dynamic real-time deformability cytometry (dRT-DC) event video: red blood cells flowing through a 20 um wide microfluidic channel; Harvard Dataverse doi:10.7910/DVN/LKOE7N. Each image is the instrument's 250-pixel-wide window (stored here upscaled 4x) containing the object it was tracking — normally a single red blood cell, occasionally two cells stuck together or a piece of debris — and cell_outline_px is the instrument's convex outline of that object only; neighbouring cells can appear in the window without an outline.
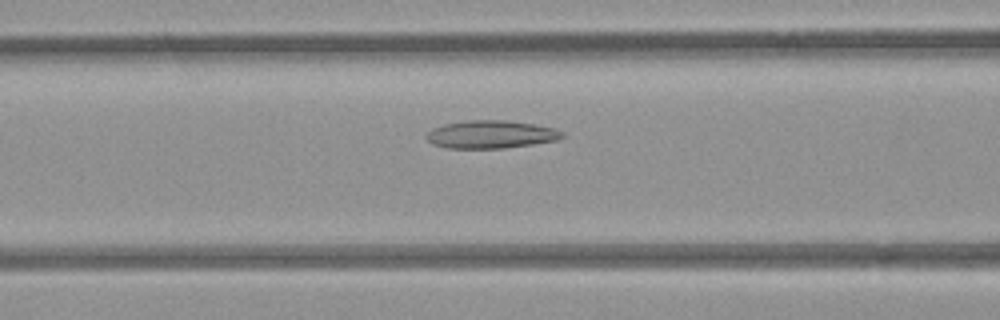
{"species": "common noctule bat (a hibernating species)", "species_latin": "Nyctalus noctula", "temperature_condition": "room temperature", "stored_images_in_passage": 46, "camera_frame_rate_fps": 3000, "um_per_image_px": 0.085, "animal": {"sex": "female", "body_mass_g": 21.9}, "frame": {"image": 1, "passage_image": 15, "time_ms": 4.667, "image_size_px": [1000, 320], "cell_outline_px": [[564, 136], [560, 140], [504, 148], [448, 148], [432, 144], [424, 136], [432, 128], [444, 124], [464, 120], [508, 120], [556, 128], [564, 132]], "centroid_in_image_um": [41.74, 11.42], "position_along_channel_um": 124.9, "area_um2": 22.25}}
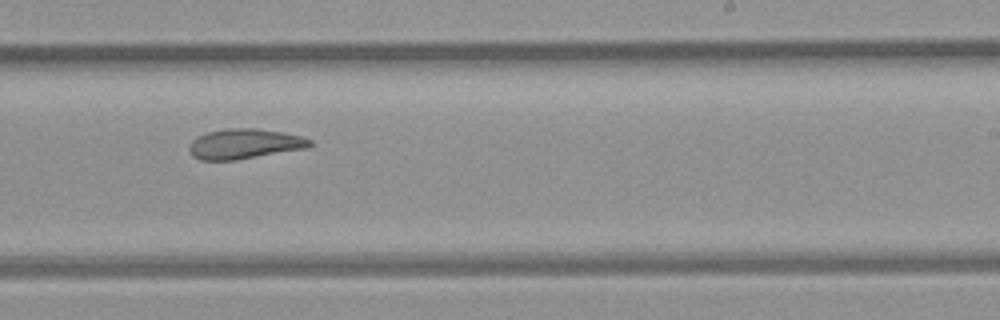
{"frame": {"image": 2, "passage_image": 26, "time_ms": 8.333, "image_size_px": [1000, 320], "cell_outline_px": [[312, 144], [304, 148], [236, 160], [200, 160], [192, 156], [188, 148], [192, 140], [208, 132], [224, 128], [256, 128], [280, 132], [300, 136], [312, 140]], "centroid_in_image_um": [20.73, 12.23], "position_along_channel_um": 268.3, "area_um2": 20.87}}
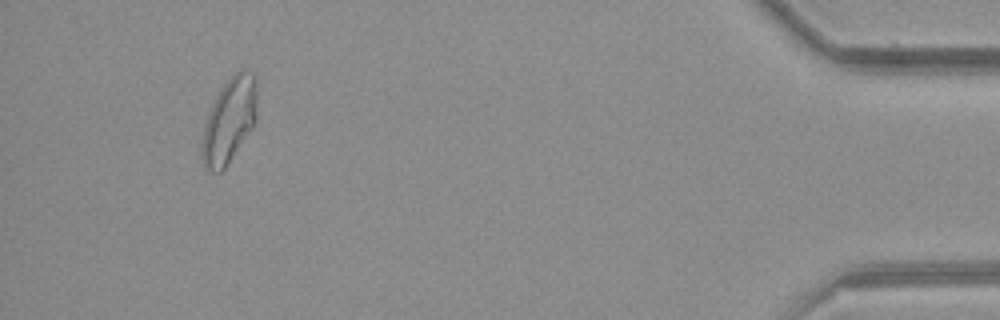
{"frame": {"image": 3, "passage_image": 43, "time_ms": 14.0, "image_size_px": [1000, 320], "cell_outline_px": [[256, 120], [252, 128], [224, 168], [220, 172], [212, 172], [204, 164], [200, 152], [204, 124], [208, 112], [220, 88], [240, 68], [244, 68], [252, 72], [256, 76]], "centroid_in_image_um": [19.48, 10.19], "position_along_channel_um": 415.7, "area_um2": 27.17}, "authors_computed_cell_mechanics": {"area_um2": 23.3223, "velocity_mm_per_s": 3.9192, "shape_relaxation_time_tau1_ms": null, "shape_relaxation_time_tau2_ms": 4.5569, "deformation_change_tau1": null, "deformation_change_tau2": 0.1299}}